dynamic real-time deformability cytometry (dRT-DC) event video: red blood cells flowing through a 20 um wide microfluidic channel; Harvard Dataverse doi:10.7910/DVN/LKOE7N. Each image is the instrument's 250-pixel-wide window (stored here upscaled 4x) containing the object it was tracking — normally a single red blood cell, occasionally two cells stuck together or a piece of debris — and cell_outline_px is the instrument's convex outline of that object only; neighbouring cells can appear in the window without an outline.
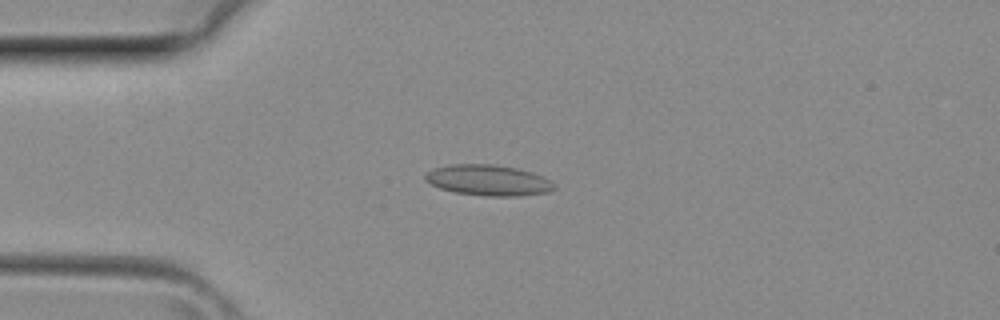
{"species": "common noctule bat (a hibernating species)", "species_latin": "Nyctalus noctula", "temperature_condition": "room temperature", "stored_images_in_passage": 39, "camera_frame_rate_fps": 3000, "um_per_image_px": 0.085, "animal": {"sex": "female", "body_mass_g": 29.2, "forearm_length_mm": 56.3}, "frame": {"image": 1, "passage_image": 10, "time_ms": 3.0, "image_size_px": [1000, 320], "cell_outline_px": [[556, 188], [548, 192], [520, 196], [484, 196], [456, 192], [440, 188], [424, 180], [424, 176], [432, 168], [448, 164], [492, 164], [516, 168], [532, 172], [544, 176], [556, 184]], "centroid_in_image_um": [41.52, 15.32], "position_along_channel_um": 43.5, "area_um2": 23.29}}
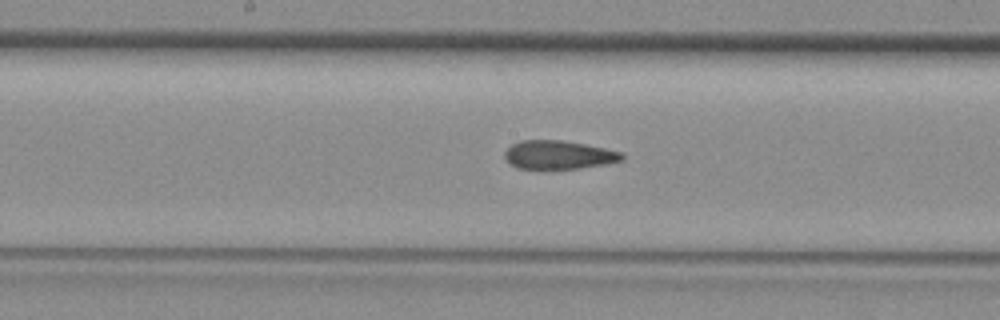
{"frame": {"image": 2, "passage_image": 20, "time_ms": 6.333, "image_size_px": [1000, 320], "cell_outline_px": [[624, 160], [608, 164], [580, 168], [516, 168], [504, 156], [504, 152], [512, 144], [520, 140], [560, 140], [584, 144], [624, 152]], "centroid_in_image_um": [47.53, 13.15], "position_along_channel_um": 200.7, "area_um2": 19.42}}
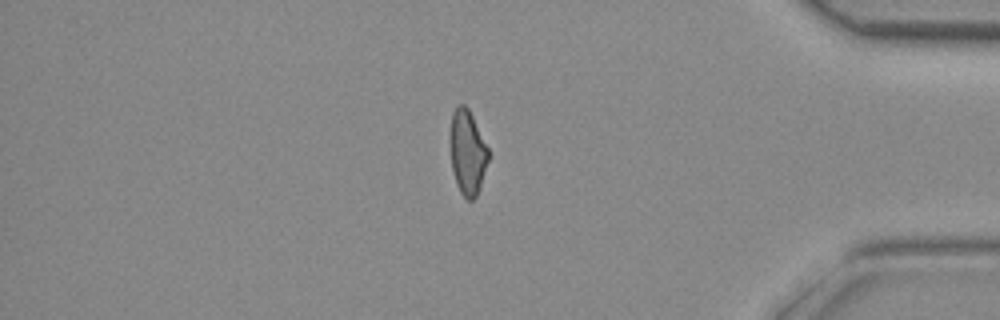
{"frame": {"image": 3, "passage_image": 33, "time_ms": 10.667, "image_size_px": [1000, 320], "cell_outline_px": [[488, 160], [480, 188], [476, 196], [472, 200], [468, 200], [460, 192], [456, 184], [452, 168], [452, 112], [456, 104], [464, 104], [468, 108], [488, 148]], "centroid_in_image_um": [39.75, 12.97], "position_along_channel_um": 395.4, "area_um2": 18.26}}